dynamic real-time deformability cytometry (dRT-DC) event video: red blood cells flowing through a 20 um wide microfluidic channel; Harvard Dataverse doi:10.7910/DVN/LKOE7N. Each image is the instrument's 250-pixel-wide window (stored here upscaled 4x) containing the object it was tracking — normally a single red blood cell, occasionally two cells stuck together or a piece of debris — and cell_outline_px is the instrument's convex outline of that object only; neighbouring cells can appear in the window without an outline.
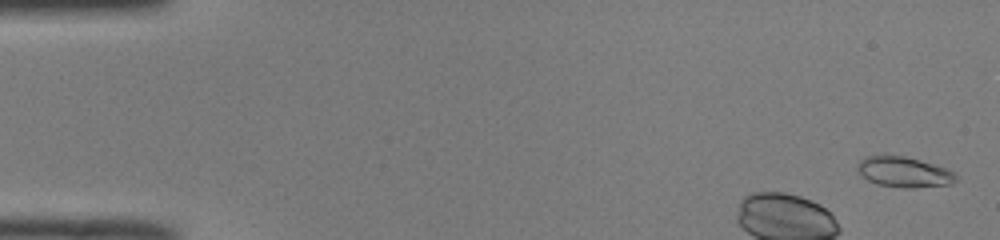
{"species": "common noctule bat (a hibernating species)", "species_latin": "Nyctalus noctula", "temperature_condition": "room temperature", "stored_images_in_passage": 11, "camera_frame_rate_fps": 3000, "um_per_image_px": 0.085, "animal": {"sex": "male", "body_mass_g": 19.0, "forearm_length_mm": 50.8}, "frame": {"image": 1, "passage_image": 2, "time_ms": 0.333, "image_size_px": [1000, 240], "cell_outline_px": [[956, 180], [952, 184], [916, 188], [904, 188], [876, 184], [860, 176], [856, 172], [856, 164], [864, 156], [884, 152], [904, 156], [920, 160], [956, 172]], "centroid_in_image_um": [76.74, 14.59], "position_along_channel_um": 8.3, "area_um2": 18.21}}